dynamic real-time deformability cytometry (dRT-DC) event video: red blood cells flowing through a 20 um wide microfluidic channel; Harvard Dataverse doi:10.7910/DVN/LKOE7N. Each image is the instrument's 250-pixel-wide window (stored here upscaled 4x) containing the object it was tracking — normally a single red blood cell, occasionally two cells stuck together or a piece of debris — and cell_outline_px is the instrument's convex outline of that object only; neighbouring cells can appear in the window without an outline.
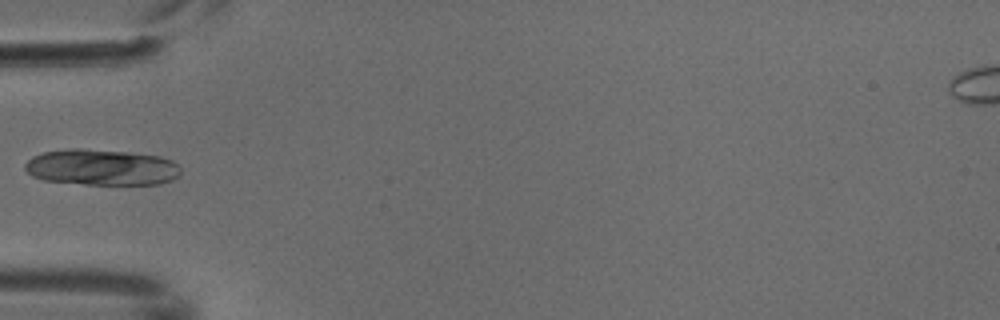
{"species": "common noctule bat (a hibernating species)", "species_latin": "Nyctalus noctula", "temperature_condition": "cold", "stored_images_in_passage": 3, "camera_frame_rate_fps": 3000, "um_per_image_px": 0.085, "animal": {"sex": "male", "body_mass_g": 18.8}, "frame": {"image": 1, "passage_image": 3, "time_ms": 0.667, "image_size_px": [1000, 320], "cell_outline_px": [[180, 176], [172, 180], [160, 184], [84, 184], [44, 180], [32, 176], [24, 168], [24, 164], [32, 156], [44, 152], [68, 148], [80, 148], [128, 152], [160, 156], [172, 160], [180, 168]], "centroid_in_image_um": [8.63, 14.22], "position_along_channel_um": 76.4, "area_um2": 32.83}}